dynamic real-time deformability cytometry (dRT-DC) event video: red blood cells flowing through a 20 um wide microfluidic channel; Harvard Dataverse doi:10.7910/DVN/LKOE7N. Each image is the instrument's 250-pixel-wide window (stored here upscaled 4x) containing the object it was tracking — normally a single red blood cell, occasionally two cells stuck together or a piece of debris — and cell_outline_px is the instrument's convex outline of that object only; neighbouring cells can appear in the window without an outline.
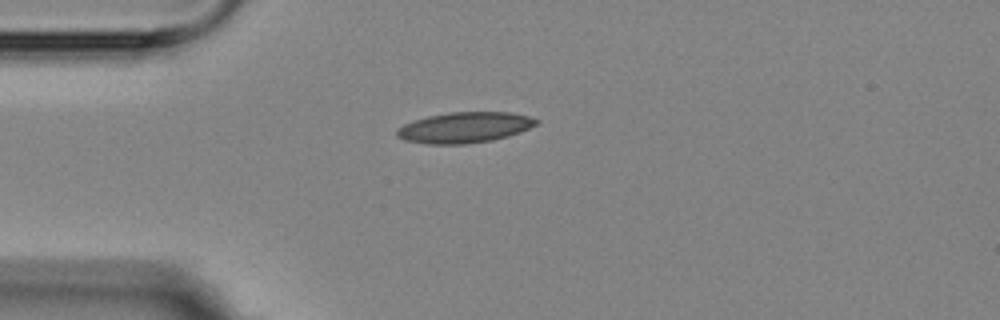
{"species": "Egyptian fruit bat (a non-hibernating species)", "species_latin": "Rousettus aegyptiacus", "temperature_condition": "room temperature", "stored_images_in_passage": 1, "camera_frame_rate_fps": 3000, "um_per_image_px": 0.085, "animal": {"sex": "female"}, "frame": {"image": 1, "passage_image": 1, "time_ms": 0.0, "image_size_px": [1000, 320], "cell_outline_px": [[540, 120], [536, 124], [520, 132], [508, 136], [492, 140], [464, 144], [428, 144], [404, 140], [396, 136], [396, 128], [412, 120], [428, 116], [448, 112], [512, 112], [528, 116]], "centroid_in_image_um": [39.45, 10.83], "position_along_channel_um": 45.5, "area_um2": 25.03}}